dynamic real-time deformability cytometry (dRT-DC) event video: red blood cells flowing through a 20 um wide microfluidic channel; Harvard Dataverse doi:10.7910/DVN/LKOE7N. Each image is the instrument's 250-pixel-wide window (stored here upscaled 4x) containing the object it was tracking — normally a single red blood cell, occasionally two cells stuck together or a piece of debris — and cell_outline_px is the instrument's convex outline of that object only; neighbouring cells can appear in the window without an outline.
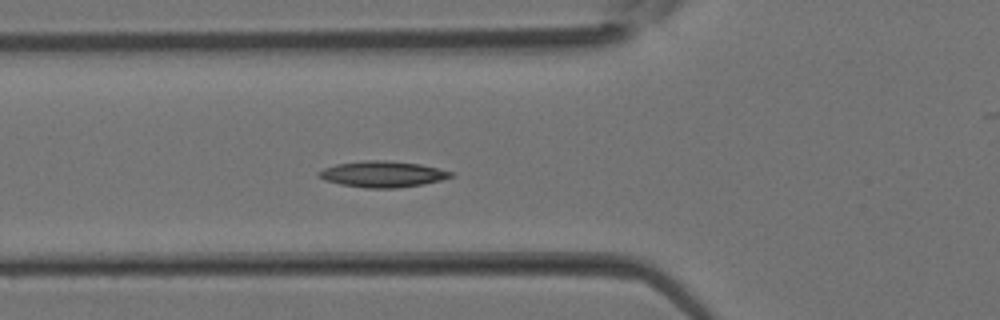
{"species": "Egyptian fruit bat (a non-hibernating species)", "species_latin": "Rousettus aegyptiacus", "temperature_condition": "room temperature", "stored_images_in_passage": 32, "camera_frame_rate_fps": 3000, "um_per_image_px": 0.085, "animal": {"sex": "female"}, "frame": {"image": 1, "passage_image": 8, "time_ms": 2.333, "image_size_px": [1000, 320], "cell_outline_px": [[456, 172], [452, 176], [440, 180], [424, 184], [396, 188], [364, 188], [340, 184], [324, 180], [316, 176], [316, 172], [324, 168], [336, 164], [368, 160], [384, 160], [420, 164]], "centroid_in_image_um": [32.5, 14.8], "position_along_channel_um": 93.3, "area_um2": 20.17}}
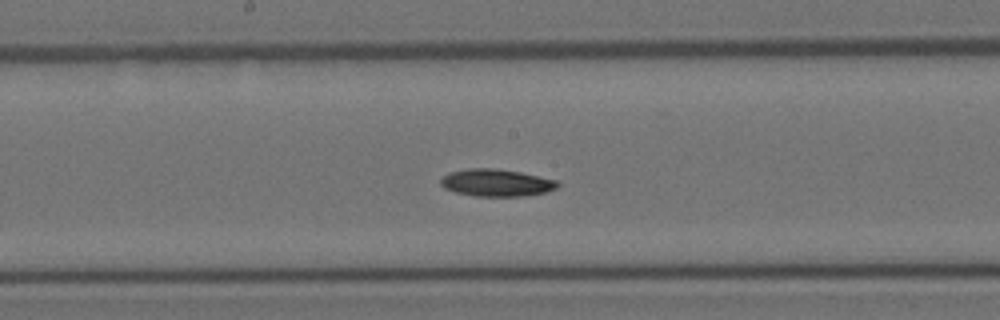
{"frame": {"image": 2, "passage_image": 14, "time_ms": 4.333, "image_size_px": [1000, 320], "cell_outline_px": [[560, 184], [556, 188], [548, 192], [524, 196], [476, 196], [456, 192], [444, 188], [440, 184], [440, 180], [448, 172], [468, 168], [492, 168], [520, 172], [556, 180]], "centroid_in_image_um": [42.19, 15.53], "position_along_channel_um": 206.0, "area_um2": 18.55}}
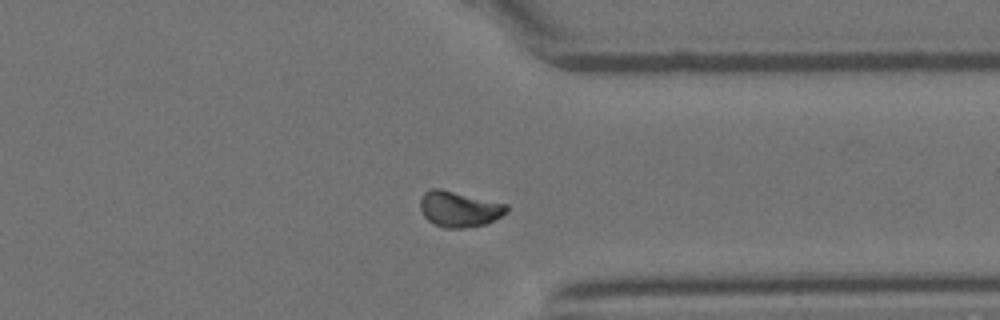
{"frame": {"image": 3, "passage_image": 23, "time_ms": 7.333, "image_size_px": [1000, 320], "cell_outline_px": [[508, 212], [484, 224], [464, 228], [444, 228], [428, 220], [424, 216], [420, 208], [420, 196], [424, 192], [432, 188], [440, 188], [508, 204]], "centroid_in_image_um": [39.01, 17.75], "position_along_channel_um": 372.4, "area_um2": 17.98}}